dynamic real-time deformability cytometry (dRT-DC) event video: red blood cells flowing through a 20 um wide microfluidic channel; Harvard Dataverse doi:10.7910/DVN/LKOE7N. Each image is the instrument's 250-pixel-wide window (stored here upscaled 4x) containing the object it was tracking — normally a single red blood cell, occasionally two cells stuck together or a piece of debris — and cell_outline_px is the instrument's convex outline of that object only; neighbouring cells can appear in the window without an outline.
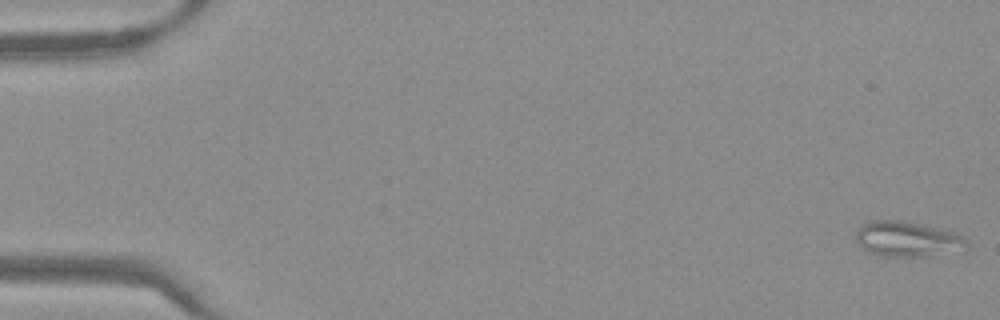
{"species": "Egyptian fruit bat (a non-hibernating species)", "species_latin": "Rousettus aegyptiacus", "temperature_condition": "warm", "stored_images_in_passage": 51, "camera_frame_rate_fps": 3000, "um_per_image_px": 0.085, "frame": {"image": 1, "passage_image": 1, "time_ms": 0.0, "image_size_px": [1000, 320], "cell_outline_px": [[968, 252], [924, 256], [880, 256], [864, 248], [856, 240], [856, 228], [868, 220], [900, 220], [960, 232], [968, 244]], "centroid_in_image_um": [77.23, 20.32], "position_along_channel_um": 7.8, "area_um2": 23.35}}
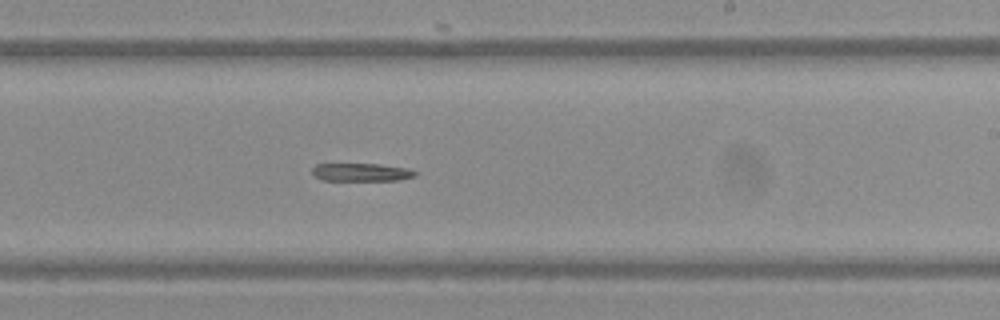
{"frame": {"image": 2, "passage_image": 31, "time_ms": 10.0, "image_size_px": [1000, 320], "cell_outline_px": [[416, 176], [400, 180], [320, 180], [312, 172], [312, 168], [316, 164], [380, 164], [408, 168], [416, 172]], "centroid_in_image_um": [30.72, 14.64], "position_along_channel_um": 258.3, "area_um2": 10.75}}
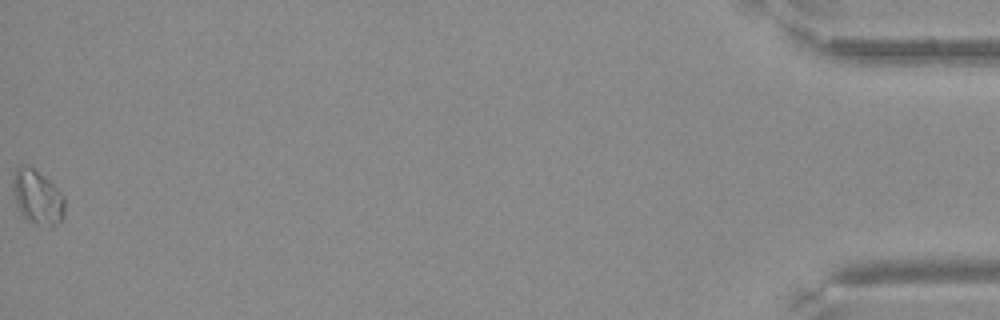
{"frame": {"image": 3, "passage_image": 51, "time_ms": 16.667, "image_size_px": [1000, 320], "cell_outline_px": [[64, 216], [52, 228], [48, 228], [36, 224], [28, 220], [24, 216], [16, 204], [12, 192], [12, 184], [16, 168], [32, 168], [44, 176], [64, 196]], "centroid_in_image_um": [3.19, 16.82], "position_along_channel_um": 432.0, "area_um2": 16.13}}